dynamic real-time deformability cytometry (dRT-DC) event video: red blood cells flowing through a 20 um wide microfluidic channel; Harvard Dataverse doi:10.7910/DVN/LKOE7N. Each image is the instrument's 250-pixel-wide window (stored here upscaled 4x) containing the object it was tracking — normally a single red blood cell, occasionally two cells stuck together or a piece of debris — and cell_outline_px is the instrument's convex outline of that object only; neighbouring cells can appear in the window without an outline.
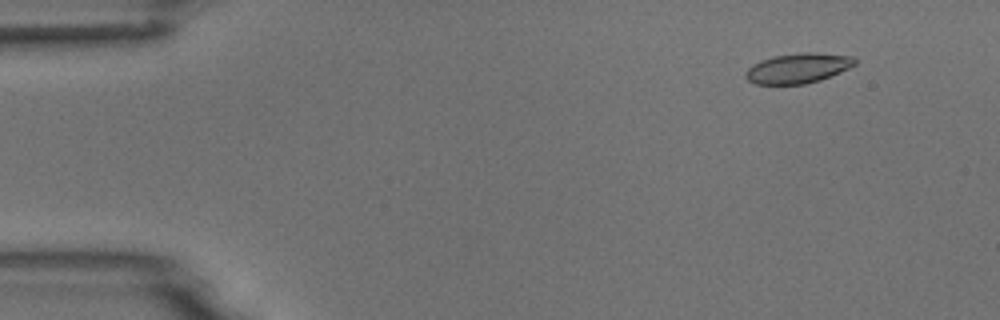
{"species": "common noctule bat (a hibernating species)", "species_latin": "Nyctalus noctula", "temperature_condition": "room temperature", "stored_images_in_passage": 54, "camera_frame_rate_fps": 3000, "um_per_image_px": 0.085, "animal": {"sex": "male", "body_mass_g": 18.8}, "frame": {"image": 1, "passage_image": 6, "time_ms": 1.667, "image_size_px": [1000, 320], "cell_outline_px": [[856, 64], [840, 72], [820, 80], [804, 84], [756, 84], [748, 80], [744, 76], [744, 72], [752, 64], [760, 60], [772, 56], [800, 52], [816, 52], [852, 56], [856, 60]], "centroid_in_image_um": [67.8, 5.78], "position_along_channel_um": 17.2, "area_um2": 19.25}}
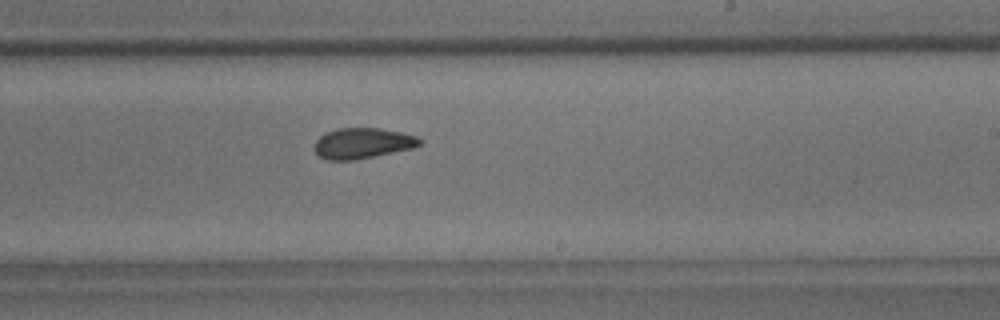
{"frame": {"image": 2, "passage_image": 33, "time_ms": 10.667, "image_size_px": [1000, 320], "cell_outline_px": [[424, 140], [420, 144], [412, 148], [352, 160], [328, 160], [320, 156], [312, 148], [316, 140], [320, 136], [328, 132], [340, 128], [380, 128], [404, 132], [416, 136]], "centroid_in_image_um": [30.82, 12.16], "position_along_channel_um": 258.2, "area_um2": 18.67}}
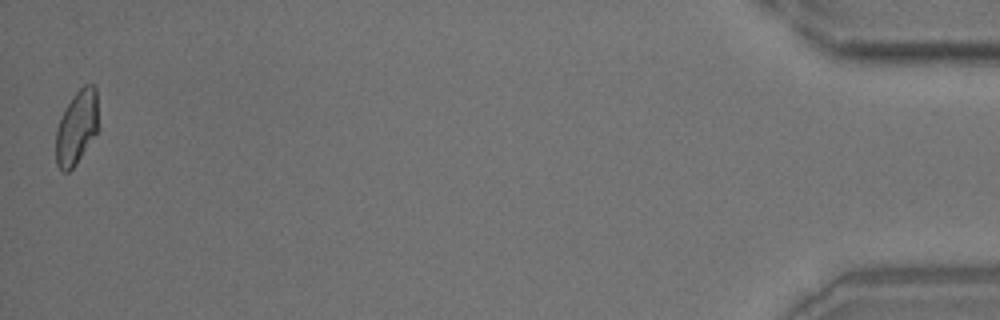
{"frame": {"image": 3, "passage_image": 54, "time_ms": 17.667, "image_size_px": [1000, 320], "cell_outline_px": [[100, 128], [76, 164], [68, 172], [60, 172], [56, 164], [56, 132], [60, 120], [72, 96], [84, 84], [92, 84], [96, 88]], "centroid_in_image_um": [6.55, 10.84], "position_along_channel_um": 428.6, "area_um2": 18.55}, "authors_computed_cell_mechanics": {"area_um2": 19.074, "velocity_mm_per_s": 3.7495, "shape_relaxation_time_tau1_ms": 5.8182, "shape_relaxation_time_tau2_ms": 2.6009, "deformation_change_tau1": 0.121, "deformation_change_tau2": 0.0724}}